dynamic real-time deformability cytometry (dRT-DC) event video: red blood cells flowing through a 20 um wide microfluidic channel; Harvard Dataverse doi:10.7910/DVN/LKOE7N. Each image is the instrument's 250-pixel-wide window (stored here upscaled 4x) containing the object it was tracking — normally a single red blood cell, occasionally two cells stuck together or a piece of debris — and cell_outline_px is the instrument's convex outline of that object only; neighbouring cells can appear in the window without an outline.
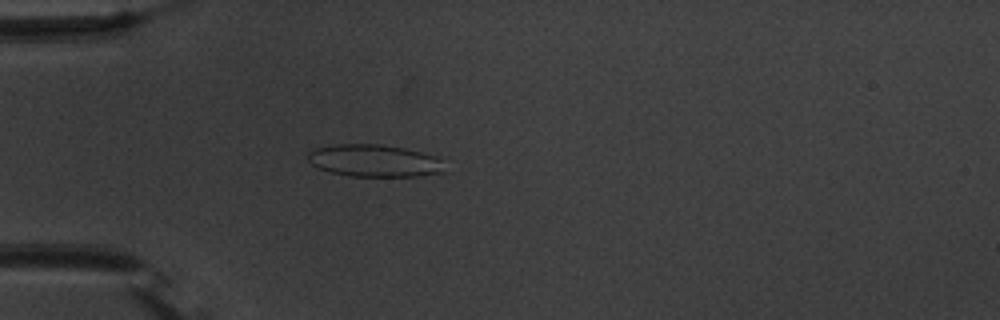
{"species": "common noctule bat (a hibernating species)", "species_latin": "Nyctalus noctula", "temperature_condition": "warm", "stored_images_in_passage": 54, "camera_frame_rate_fps": 3000, "um_per_image_px": 0.085, "animal": {"sex": "male", "body_mass_g": 20.1, "forearm_length_mm": 53.5}, "frame": {"image": 1, "passage_image": 16, "time_ms": 5.0, "image_size_px": [1000, 320], "cell_outline_px": [[444, 172], [416, 176], [348, 176], [332, 172], [320, 168], [312, 164], [308, 160], [308, 152], [316, 148], [336, 144], [380, 144], [404, 148], [436, 156], [440, 160]], "centroid_in_image_um": [31.79, 13.65], "position_along_channel_um": 53.2, "area_um2": 25.43}}
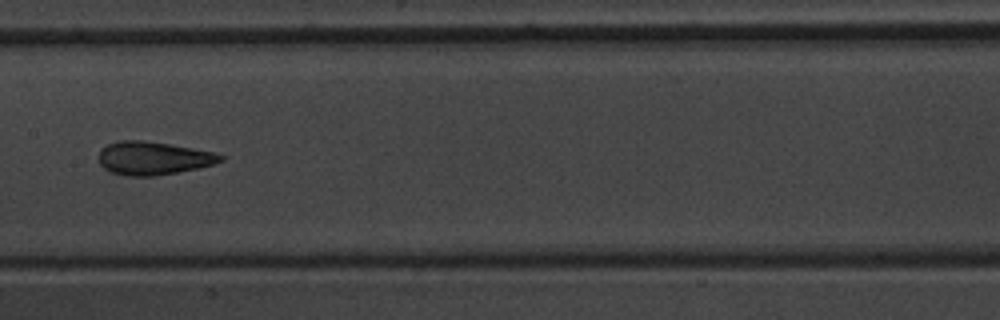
{"frame": {"image": 2, "passage_image": 28, "time_ms": 9.0, "image_size_px": [1000, 320], "cell_outline_px": [[224, 160], [212, 164], [196, 168], [156, 176], [128, 176], [112, 172], [104, 168], [100, 164], [100, 148], [116, 140], [140, 140], [168, 144], [192, 148], [212, 152], [224, 156]], "centroid_in_image_um": [12.99, 13.44], "position_along_channel_um": 194.4, "area_um2": 23.29}}
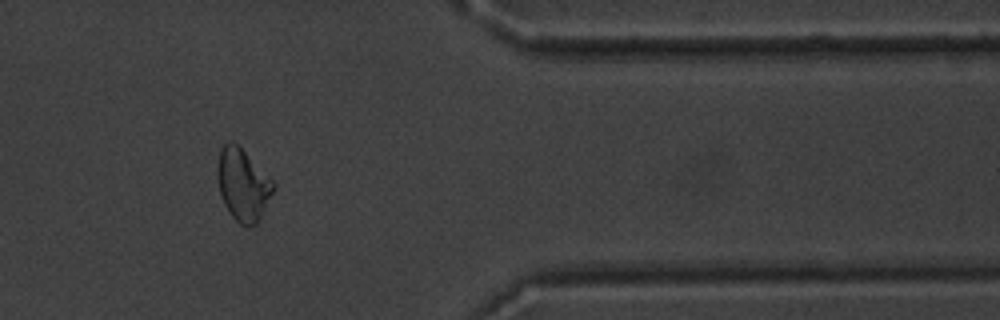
{"frame": {"image": 3, "passage_image": 45, "time_ms": 14.667, "image_size_px": [1000, 320], "cell_outline_px": [[276, 188], [260, 220], [256, 224], [248, 228], [240, 224], [228, 212], [220, 196], [216, 176], [216, 172], [220, 148], [228, 140], [232, 140], [276, 184]], "centroid_in_image_um": [20.63, 15.74], "position_along_channel_um": 390.8, "area_um2": 23.7}, "authors_computed_cell_mechanics": {"area_um2": 24.3627, "velocity_mm_per_s": 3.7872, "shape_relaxation_time_tau1_ms": 8.104, "shape_relaxation_time_tau2_ms": 1.5368, "deformation_change_tau1": 0.1558, "deformation_change_tau2": 0.0971}}